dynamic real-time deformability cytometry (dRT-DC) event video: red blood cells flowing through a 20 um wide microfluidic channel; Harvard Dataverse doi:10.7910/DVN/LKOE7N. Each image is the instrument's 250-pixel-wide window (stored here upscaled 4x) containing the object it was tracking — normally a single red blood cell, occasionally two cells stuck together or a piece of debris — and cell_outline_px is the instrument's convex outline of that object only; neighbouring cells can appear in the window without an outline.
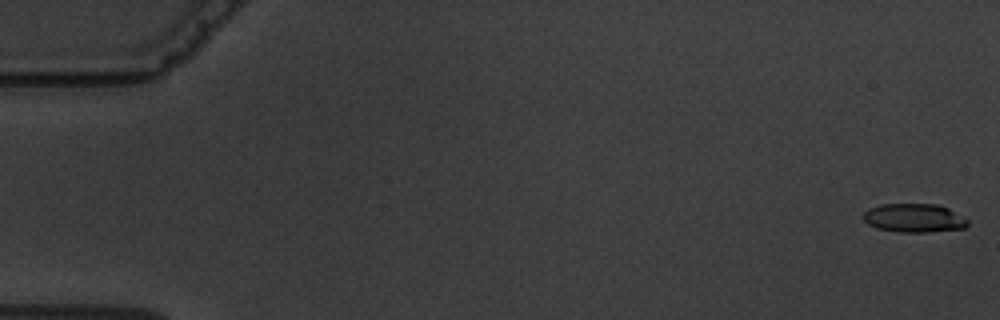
{"species": "common noctule bat (a hibernating species)", "species_latin": "Nyctalus noctula", "temperature_condition": "warm", "stored_images_in_passage": 5, "camera_frame_rate_fps": 3000, "um_per_image_px": 0.085, "animal": {"sex": "male", "body_mass_g": 19.5, "forearm_length_mm": 54.6}, "frame": {"image": 1, "passage_image": 1, "time_ms": 0.0, "image_size_px": [1000, 320], "cell_outline_px": [[968, 224], [964, 228], [928, 232], [896, 232], [876, 228], [868, 224], [860, 216], [868, 208], [880, 204], [936, 204], [948, 208], [968, 220]], "centroid_in_image_um": [77.64, 18.53], "position_along_channel_um": 7.4, "area_um2": 17.57}}
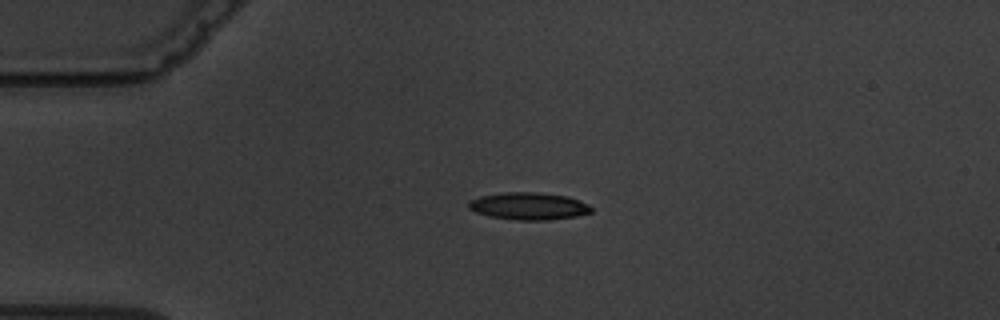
{"frame": {"image": 2, "passage_image": 3, "time_ms": 4.333, "image_size_px": [1000, 320], "cell_outline_px": [[592, 212], [576, 216], [548, 220], [516, 220], [488, 216], [476, 212], [468, 208], [468, 200], [480, 196], [504, 192], [536, 192], [568, 196], [588, 204], [592, 208]], "centroid_in_image_um": [44.92, 17.52], "position_along_channel_um": 40.1, "area_um2": 19.59}}
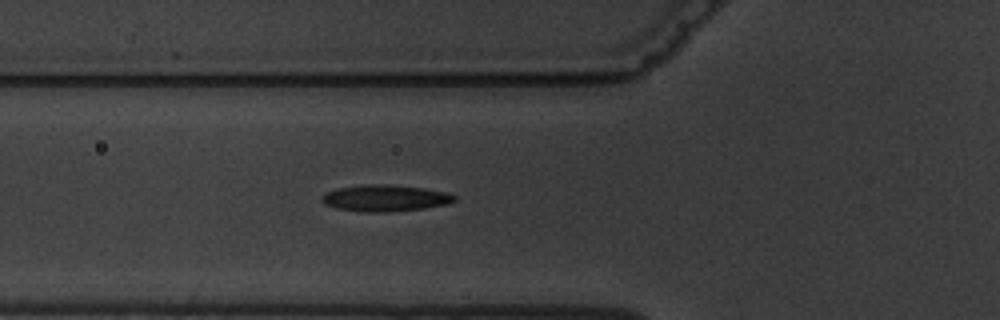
{"frame": {"image": 3, "passage_image": 5, "time_ms": 6.667, "image_size_px": [1000, 320], "cell_outline_px": [[456, 200], [448, 204], [420, 208], [384, 212], [368, 212], [336, 208], [324, 204], [320, 200], [320, 196], [324, 192], [336, 188], [364, 184], [388, 184], [424, 188], [448, 192], [456, 196]], "centroid_in_image_um": [32.69, 16.82], "position_along_channel_um": 93.1, "area_um2": 20.58}}